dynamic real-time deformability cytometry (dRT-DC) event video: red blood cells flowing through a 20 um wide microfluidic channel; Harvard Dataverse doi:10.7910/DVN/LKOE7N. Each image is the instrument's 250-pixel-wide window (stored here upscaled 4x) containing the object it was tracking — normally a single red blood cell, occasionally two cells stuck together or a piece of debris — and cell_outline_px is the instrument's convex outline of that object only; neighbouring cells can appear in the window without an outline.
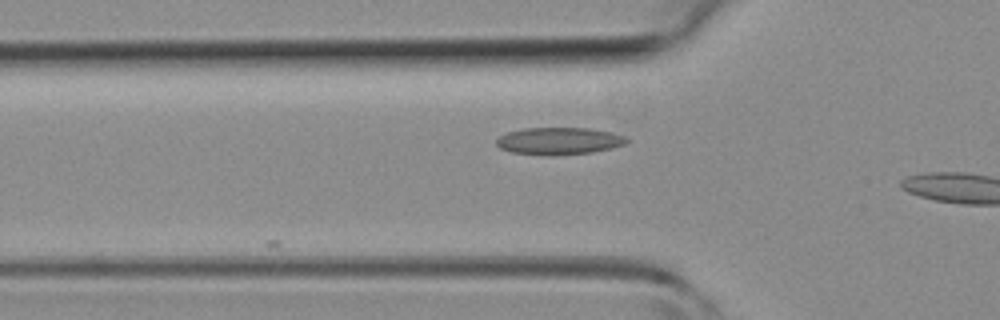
{"species": "common noctule bat (a hibernating species)", "species_latin": "Nyctalus noctula", "temperature_condition": "room temperature", "stored_images_in_passage": 3, "camera_frame_rate_fps": 3000, "um_per_image_px": 0.085, "animal": {"sex": "female", "body_mass_g": 19.3, "forearm_length_mm": 54.1}, "frame": {"image": 1, "passage_image": 2, "time_ms": 1.333, "image_size_px": [1000, 320], "cell_outline_px": [[632, 140], [624, 144], [612, 148], [592, 152], [512, 152], [500, 148], [496, 144], [496, 140], [500, 136], [508, 132], [524, 128], [588, 128], [612, 132], [624, 136]], "centroid_in_image_um": [47.58, 11.92], "position_along_channel_um": 78.2, "area_um2": 19.54}}